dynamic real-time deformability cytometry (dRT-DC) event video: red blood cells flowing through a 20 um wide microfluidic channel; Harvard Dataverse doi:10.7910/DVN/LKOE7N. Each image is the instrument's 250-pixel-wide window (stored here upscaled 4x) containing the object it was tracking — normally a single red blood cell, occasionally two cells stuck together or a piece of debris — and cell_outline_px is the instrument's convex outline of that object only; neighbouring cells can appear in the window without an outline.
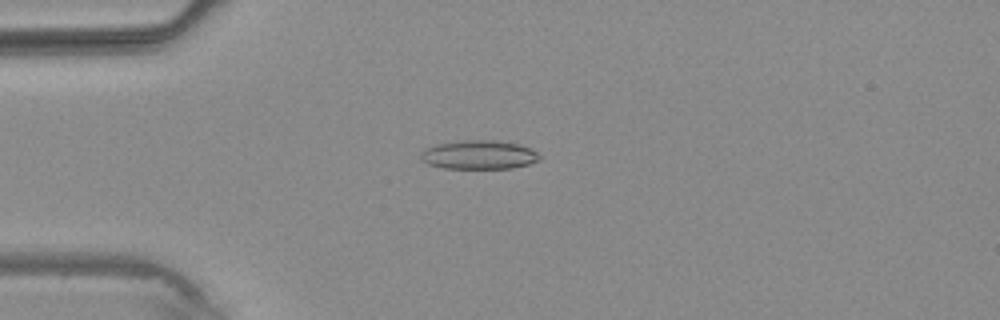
{"species": "common noctule bat (a hibernating species)", "species_latin": "Nyctalus noctula", "temperature_condition": "warm", "stored_images_in_passage": 4, "camera_frame_rate_fps": 3000, "um_per_image_px": 0.085, "animal": {"sex": "male", "body_mass_g": 20.4}, "frame": {"image": 1, "passage_image": 3, "time_ms": 2.333, "image_size_px": [1000, 320], "cell_outline_px": [[540, 160], [528, 164], [512, 168], [444, 168], [428, 164], [420, 160], [420, 152], [424, 148], [436, 144], [464, 140], [496, 140], [516, 144], [532, 148], [540, 156]], "centroid_in_image_um": [40.67, 13.15], "position_along_channel_um": 44.3, "area_um2": 20.06}}